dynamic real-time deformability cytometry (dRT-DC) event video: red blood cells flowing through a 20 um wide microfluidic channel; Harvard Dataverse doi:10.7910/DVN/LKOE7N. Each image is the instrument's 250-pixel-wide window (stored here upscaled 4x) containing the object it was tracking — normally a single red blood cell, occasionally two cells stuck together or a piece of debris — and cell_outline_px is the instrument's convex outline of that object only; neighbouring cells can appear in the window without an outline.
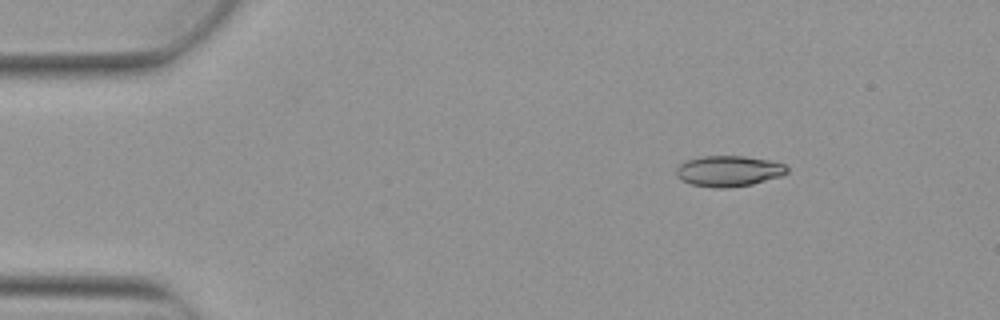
{"species": "Egyptian fruit bat (a non-hibernating species)", "species_latin": "Rousettus aegyptiacus", "temperature_condition": "warm", "stored_images_in_passage": 4, "camera_frame_rate_fps": 3000, "um_per_image_px": 0.085, "animal": {"sex": "female"}, "frame": {"image": 1, "passage_image": 2, "time_ms": 0.333, "image_size_px": [1000, 320], "cell_outline_px": [[788, 172], [780, 176], [752, 184], [728, 188], [712, 188], [692, 184], [680, 180], [676, 176], [676, 168], [680, 164], [688, 160], [704, 156], [744, 156], [768, 160], [784, 164], [788, 168]], "centroid_in_image_um": [61.92, 14.55], "position_along_channel_um": 23.1, "area_um2": 19.83}}
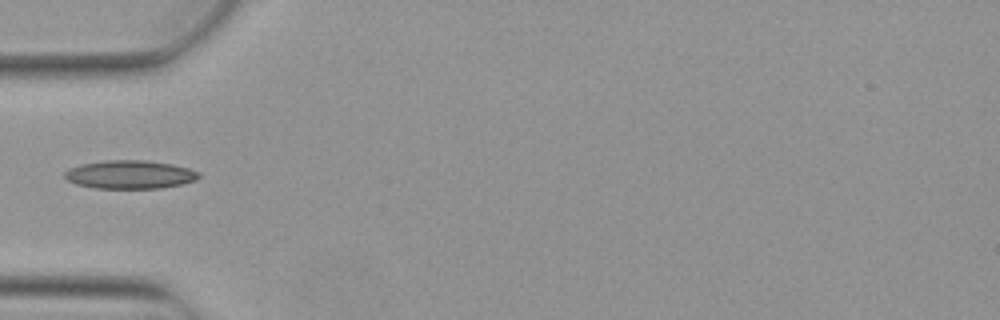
{"frame": {"image": 2, "passage_image": 4, "time_ms": 1.0, "image_size_px": [1000, 320], "cell_outline_px": [[200, 176], [196, 180], [180, 184], [160, 188], [96, 188], [76, 184], [68, 180], [64, 176], [64, 172], [68, 168], [80, 164], [104, 160], [144, 160], [172, 164], [188, 168], [200, 172]], "centroid_in_image_um": [11.02, 14.83], "position_along_channel_um": 74.0, "area_um2": 22.2}}